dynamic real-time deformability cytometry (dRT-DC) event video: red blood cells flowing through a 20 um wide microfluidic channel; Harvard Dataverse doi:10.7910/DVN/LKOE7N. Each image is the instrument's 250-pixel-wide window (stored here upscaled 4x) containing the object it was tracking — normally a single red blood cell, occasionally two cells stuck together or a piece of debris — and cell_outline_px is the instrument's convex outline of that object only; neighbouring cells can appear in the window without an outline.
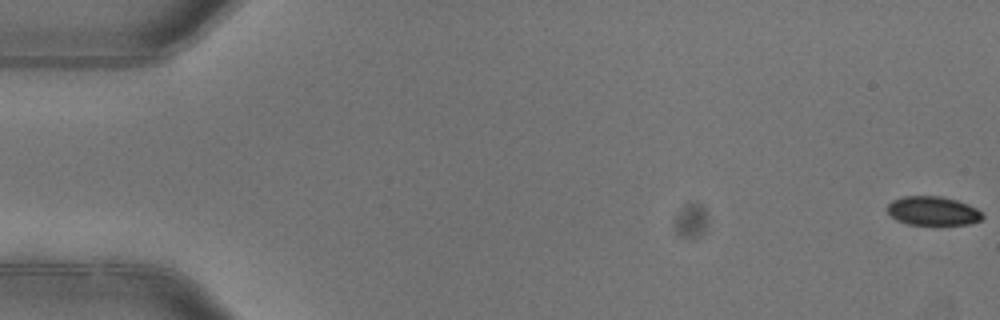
{"species": "common noctule bat (a hibernating species)", "species_latin": "Nyctalus noctula", "temperature_condition": "warm", "stored_images_in_passage": 5, "camera_frame_rate_fps": 3000, "um_per_image_px": 0.085, "animal": {"sex": "female"}, "frame": {"image": 1, "passage_image": 1, "time_ms": 0.0, "image_size_px": [1000, 320], "cell_outline_px": [[984, 216], [980, 220], [968, 224], [908, 224], [896, 220], [888, 212], [888, 204], [892, 200], [904, 196], [940, 196], [956, 200], [968, 204], [976, 208]], "centroid_in_image_um": [79.28, 17.92], "position_along_channel_um": 5.7, "area_um2": 15.84}}
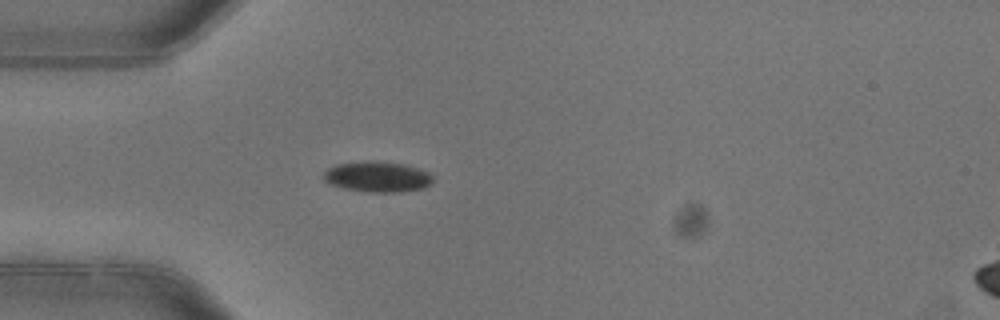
{"frame": {"image": 2, "passage_image": 5, "time_ms": 1.333, "image_size_px": [1000, 320], "cell_outline_px": [[432, 184], [424, 188], [400, 192], [372, 192], [344, 188], [328, 184], [324, 180], [324, 172], [328, 168], [336, 164], [372, 160], [400, 164], [416, 168], [428, 172], [432, 176]], "centroid_in_image_um": [32.06, 15.03], "position_along_channel_um": 52.9, "area_um2": 19.36}}